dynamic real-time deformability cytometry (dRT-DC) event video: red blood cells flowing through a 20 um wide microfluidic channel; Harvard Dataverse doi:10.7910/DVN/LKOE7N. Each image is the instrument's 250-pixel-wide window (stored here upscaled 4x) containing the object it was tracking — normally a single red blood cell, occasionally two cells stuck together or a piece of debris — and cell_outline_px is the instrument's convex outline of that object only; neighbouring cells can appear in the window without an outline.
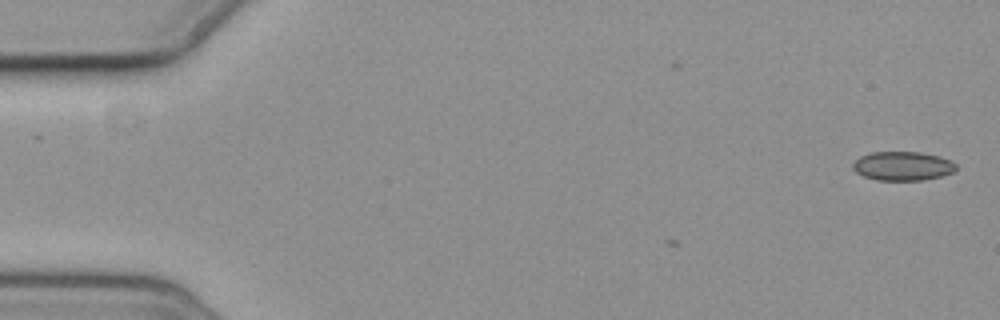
{"species": "common noctule bat (a hibernating species)", "species_latin": "Nyctalus noctula", "temperature_condition": "cold", "stored_images_in_passage": 5, "camera_frame_rate_fps": 3000, "um_per_image_px": 0.085, "animal": {"sex": "female", "body_mass_g": 19.3, "forearm_length_mm": 54.1}, "frame": {"image": 1, "passage_image": 1, "time_ms": 0.0, "image_size_px": [1000, 320], "cell_outline_px": [[956, 168], [952, 172], [940, 176], [924, 180], [876, 180], [864, 176], [856, 172], [852, 168], [852, 164], [860, 156], [872, 152], [920, 152], [940, 156], [952, 160], [956, 164]], "centroid_in_image_um": [76.73, 14.1], "position_along_channel_um": 8.3, "area_um2": 17.46}}